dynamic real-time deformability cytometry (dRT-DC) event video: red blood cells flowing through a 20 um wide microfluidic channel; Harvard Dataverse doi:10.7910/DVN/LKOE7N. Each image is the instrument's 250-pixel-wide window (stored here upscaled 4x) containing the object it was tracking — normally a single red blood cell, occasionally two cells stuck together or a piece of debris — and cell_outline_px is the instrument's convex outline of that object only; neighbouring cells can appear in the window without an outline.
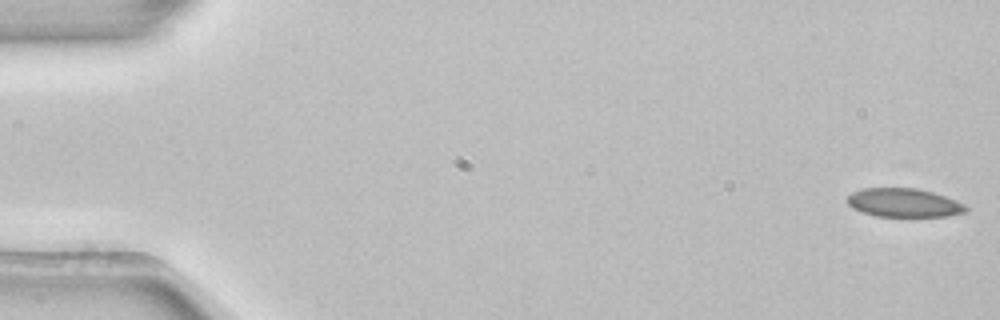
{"species": "common noctule bat (a hibernating species)", "species_latin": "Nyctalus noctula", "temperature_condition": "room temperature", "stored_images_in_passage": 5, "camera_frame_rate_fps": 3000, "um_per_image_px": 0.085, "animal": {"sex": "female", "body_mass_g": 22.7, "forearm_length_mm": 54.2}, "frame": {"image": 1, "passage_image": 1, "time_ms": 0.0, "image_size_px": [1000, 320], "cell_outline_px": [[968, 212], [948, 216], [876, 216], [852, 208], [848, 204], [848, 196], [852, 192], [864, 188], [916, 188], [932, 192], [956, 200], [964, 204], [968, 208]], "centroid_in_image_um": [76.85, 17.23], "position_along_channel_um": 8.1, "area_um2": 19.71}}
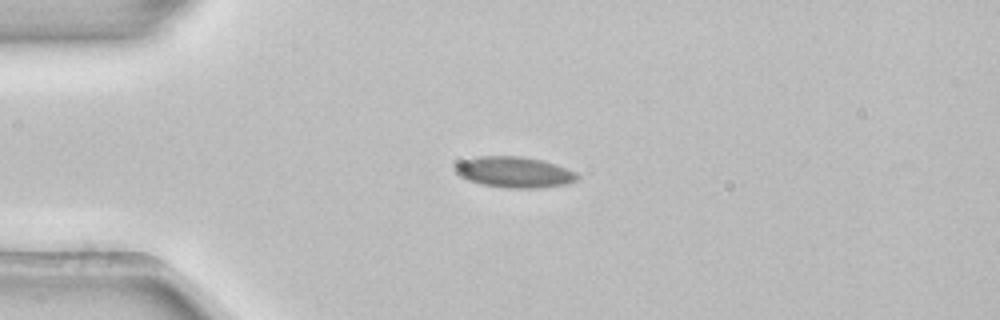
{"frame": {"image": 2, "passage_image": 4, "time_ms": 1.0, "image_size_px": [1000, 320], "cell_outline_px": [[580, 176], [576, 180], [564, 184], [540, 188], [508, 188], [484, 184], [468, 180], [460, 176], [452, 168], [456, 164], [464, 160], [480, 156], [520, 156], [540, 160], [556, 164], [576, 172]], "centroid_in_image_um": [43.71, 14.63], "position_along_channel_um": 41.3, "area_um2": 21.79}}